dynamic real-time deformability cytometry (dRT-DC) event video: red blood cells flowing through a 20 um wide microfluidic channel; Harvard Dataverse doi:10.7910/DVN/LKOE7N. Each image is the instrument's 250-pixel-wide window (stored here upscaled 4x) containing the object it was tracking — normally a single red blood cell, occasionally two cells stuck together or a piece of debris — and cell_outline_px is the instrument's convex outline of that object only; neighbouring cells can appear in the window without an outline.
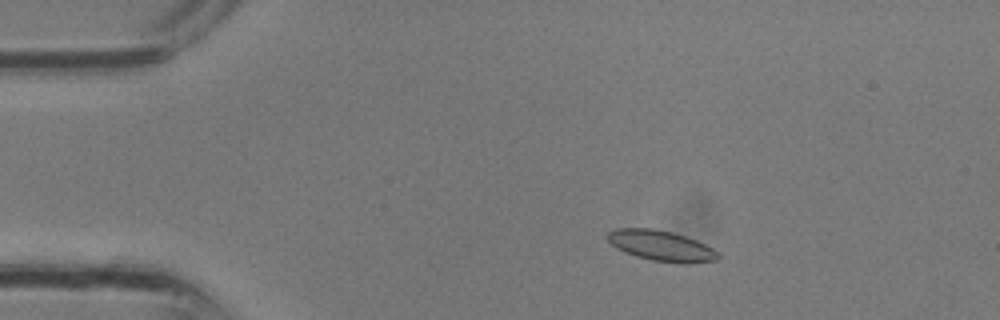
{"species": "common noctule bat (a hibernating species)", "species_latin": "Nyctalus noctula", "temperature_condition": "room temperature", "stored_images_in_passage": 32, "camera_frame_rate_fps": 3000, "um_per_image_px": 0.085, "animal": {"sex": "male", "body_mass_g": 13.3}, "frame": {"image": 1, "passage_image": 5, "time_ms": 1.333, "image_size_px": [1000, 320], "cell_outline_px": [[720, 256], [716, 260], [688, 264], [684, 264], [652, 260], [636, 256], [624, 252], [616, 248], [604, 236], [608, 232], [616, 228], [652, 228], [672, 232], [696, 240], [720, 252]], "centroid_in_image_um": [56.19, 20.89], "position_along_channel_um": 28.8, "area_um2": 19.77}}
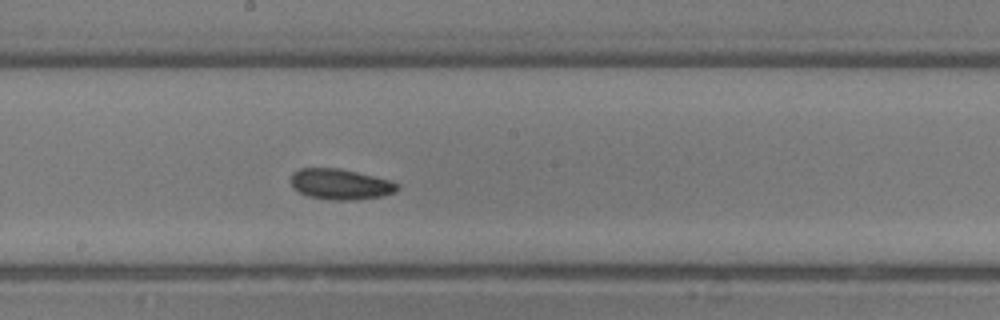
{"frame": {"image": 2, "passage_image": 17, "time_ms": 5.333, "image_size_px": [1000, 320], "cell_outline_px": [[400, 188], [396, 192], [384, 196], [356, 200], [332, 200], [308, 196], [292, 188], [292, 172], [300, 168], [340, 168], [388, 180], [400, 184]], "centroid_in_image_um": [28.95, 15.67], "position_along_channel_um": 219.2, "area_um2": 19.07}}
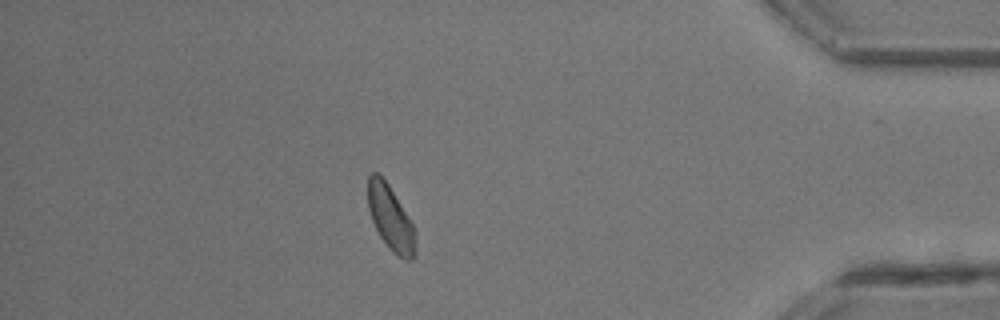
{"frame": {"image": 3, "passage_image": 28, "time_ms": 9.0, "image_size_px": [1000, 320], "cell_outline_px": [[416, 256], [412, 260], [404, 260], [396, 256], [380, 236], [372, 220], [368, 208], [368, 176], [372, 172], [376, 172], [388, 184], [412, 224], [416, 232]], "centroid_in_image_um": [33.22, 18.59], "position_along_channel_um": 402.0, "area_um2": 17.8}}